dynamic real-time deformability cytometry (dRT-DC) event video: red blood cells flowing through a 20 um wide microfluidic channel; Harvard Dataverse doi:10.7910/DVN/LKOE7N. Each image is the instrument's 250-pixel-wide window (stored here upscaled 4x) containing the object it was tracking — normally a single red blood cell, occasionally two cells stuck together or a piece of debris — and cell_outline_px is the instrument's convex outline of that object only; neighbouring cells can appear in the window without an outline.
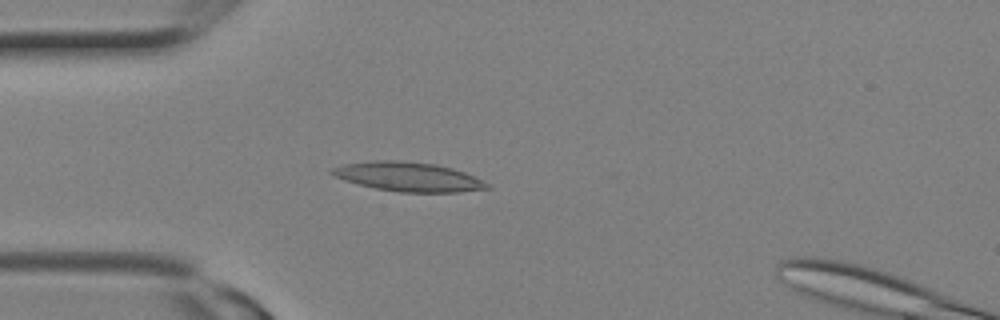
{"species": "Egyptian fruit bat (a non-hibernating species)", "species_latin": "Rousettus aegyptiacus", "temperature_condition": "room temperature", "stored_images_in_passage": 8, "camera_frame_rate_fps": 3000, "um_per_image_px": 0.085, "animal": {"sex": "female"}, "frame": {"image": 1, "passage_image": 6, "time_ms": 1.667, "image_size_px": [1000, 320], "cell_outline_px": [[492, 188], [456, 192], [400, 192], [376, 188], [344, 180], [328, 172], [332, 168], [344, 164], [372, 160], [400, 160], [436, 164], [452, 168], [464, 172], [488, 184]], "centroid_in_image_um": [34.68, 15.01], "position_along_channel_um": 50.3, "area_um2": 26.18}}
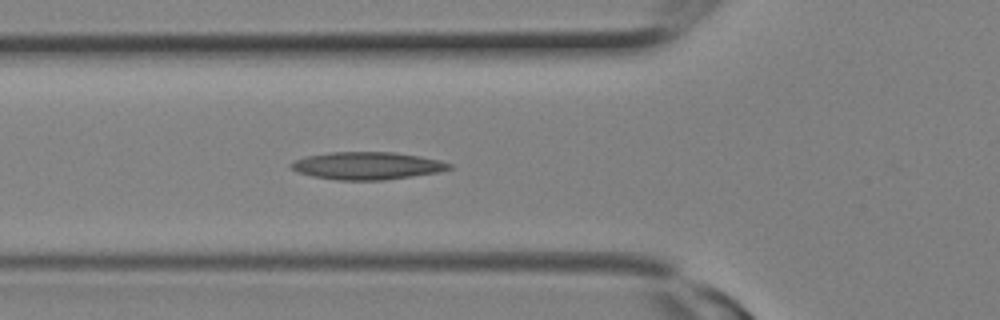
{"frame": {"image": 2, "passage_image": 8, "time_ms": 2.333, "image_size_px": [1000, 320], "cell_outline_px": [[452, 168], [440, 172], [384, 180], [336, 180], [312, 176], [296, 172], [288, 164], [292, 160], [304, 156], [332, 152], [392, 152], [420, 156], [440, 160], [452, 164]], "centroid_in_image_um": [31.17, 14.08], "position_along_channel_um": 94.6, "area_um2": 25.61}}